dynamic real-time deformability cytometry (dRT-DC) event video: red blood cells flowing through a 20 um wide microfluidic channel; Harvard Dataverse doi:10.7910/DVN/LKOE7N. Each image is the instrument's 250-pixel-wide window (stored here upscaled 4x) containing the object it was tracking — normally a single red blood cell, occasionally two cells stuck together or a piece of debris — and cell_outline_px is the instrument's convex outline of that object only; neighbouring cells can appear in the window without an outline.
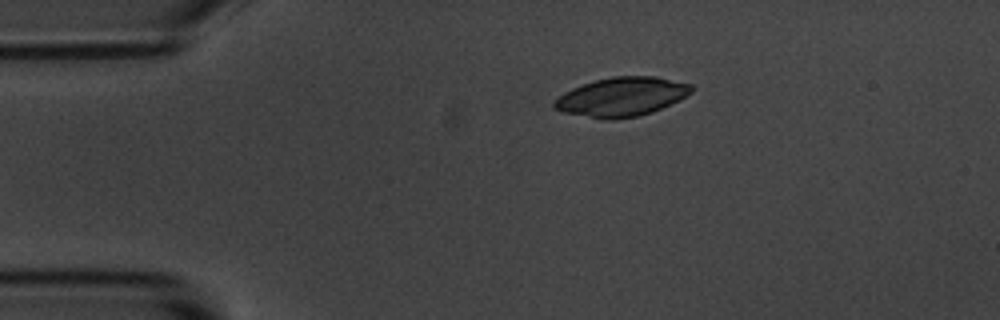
{"species": "common noctule bat (a hibernating species)", "species_latin": "Nyctalus noctula", "temperature_condition": "room temperature", "stored_images_in_passage": 8, "camera_frame_rate_fps": 3000, "um_per_image_px": 0.085, "animal": {"sex": "male", "body_mass_g": 20.1, "forearm_length_mm": 53.5}, "frame": {"image": 1, "passage_image": 1, "time_ms": 0.0, "image_size_px": [1000, 320], "cell_outline_px": [[692, 92], [680, 100], [652, 112], [636, 116], [616, 120], [600, 120], [564, 112], [552, 108], [552, 100], [564, 92], [572, 88], [596, 80], [612, 76], [656, 76], [692, 84]], "centroid_in_image_um": [52.81, 8.24], "position_along_channel_um": 32.2, "area_um2": 31.5}}